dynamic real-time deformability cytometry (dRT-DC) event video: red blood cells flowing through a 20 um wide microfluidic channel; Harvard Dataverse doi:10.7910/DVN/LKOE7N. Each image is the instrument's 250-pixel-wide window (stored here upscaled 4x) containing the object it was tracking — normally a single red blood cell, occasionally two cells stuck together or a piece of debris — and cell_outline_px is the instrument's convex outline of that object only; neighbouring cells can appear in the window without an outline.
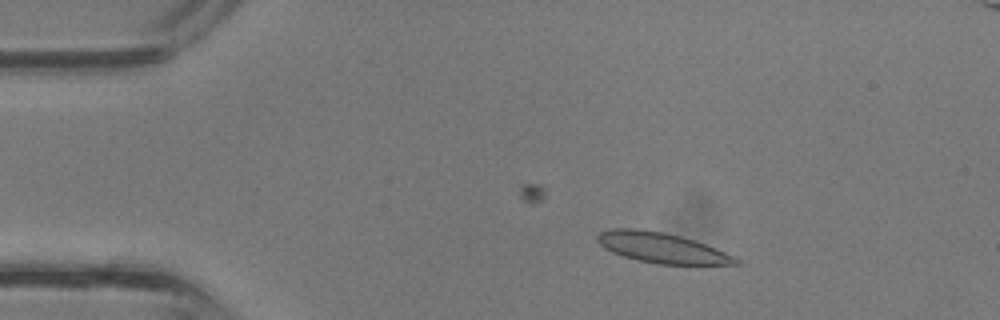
{"species": "common noctule bat (a hibernating species)", "species_latin": "Nyctalus noctula", "temperature_condition": "room temperature", "stored_images_in_passage": 36, "camera_frame_rate_fps": 3000, "um_per_image_px": 0.085, "animal": {"sex": "male", "body_mass_g": 13.3}, "frame": {"image": 1, "passage_image": 5, "time_ms": 1.333, "image_size_px": [1000, 320], "cell_outline_px": [[740, 264], [696, 268], [660, 264], [636, 260], [612, 252], [604, 248], [596, 240], [596, 236], [600, 232], [612, 228], [636, 228], [664, 232], [680, 236], [716, 248], [740, 260]], "centroid_in_image_um": [56.33, 21.12], "position_along_channel_um": 28.7, "area_um2": 25.32}}
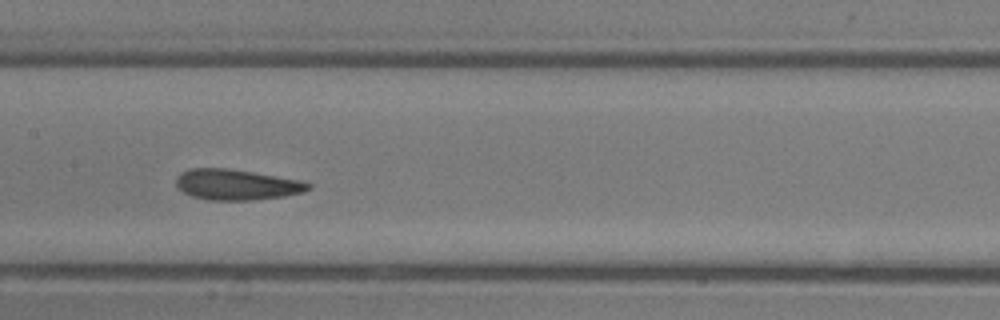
{"frame": {"image": 2, "passage_image": 17, "time_ms": 5.333, "image_size_px": [1000, 320], "cell_outline_px": [[312, 188], [304, 192], [284, 196], [252, 200], [208, 200], [192, 196], [184, 192], [176, 184], [176, 176], [180, 172], [188, 168], [228, 168], [308, 180], [312, 184]], "centroid_in_image_um": [20.18, 15.68], "position_along_channel_um": 187.2, "area_um2": 24.1}}
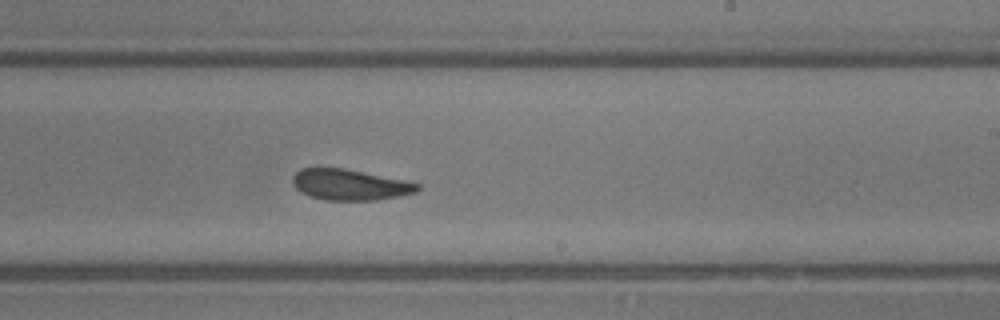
{"frame": {"image": 3, "passage_image": 21, "time_ms": 6.667, "image_size_px": [1000, 320], "cell_outline_px": [[420, 188], [416, 192], [400, 196], [376, 200], [324, 200], [308, 196], [300, 192], [292, 184], [292, 176], [300, 168], [316, 164], [320, 164], [344, 168], [404, 180], [420, 184]], "centroid_in_image_um": [29.63, 15.66], "position_along_channel_um": 259.4, "area_um2": 23.24}}